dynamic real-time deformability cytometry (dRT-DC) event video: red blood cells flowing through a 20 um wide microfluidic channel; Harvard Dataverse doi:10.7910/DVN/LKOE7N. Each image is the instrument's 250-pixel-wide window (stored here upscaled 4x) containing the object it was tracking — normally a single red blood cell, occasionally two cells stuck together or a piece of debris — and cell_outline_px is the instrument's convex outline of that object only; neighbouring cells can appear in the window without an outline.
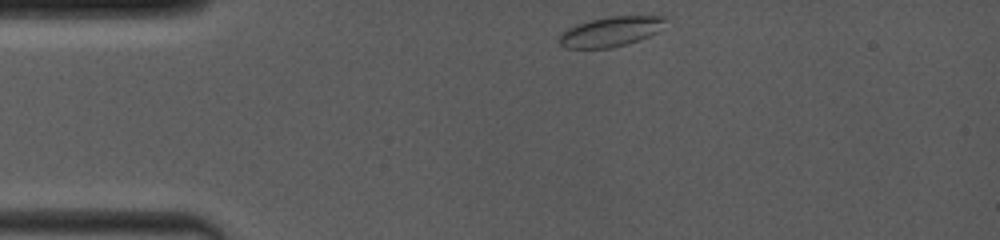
{"species": "common noctule bat (a hibernating species)", "species_latin": "Nyctalus noctula", "temperature_condition": "room temperature", "stored_images_in_passage": 10, "camera_frame_rate_fps": 4000, "um_per_image_px": 0.085, "animal": {"sex": "female", "body_mass_g": 19.0, "forearm_length_mm": 53.3}, "frame": {"image": 1, "passage_image": 1, "time_ms": 0.0, "image_size_px": [1000, 240], "cell_outline_px": [[668, 16], [656, 32], [648, 36], [628, 44], [612, 48], [564, 48], [560, 44], [560, 32], [576, 24], [608, 16]], "centroid_in_image_um": [51.86, 2.69], "position_along_channel_um": 33.1, "area_um2": 18.32}}
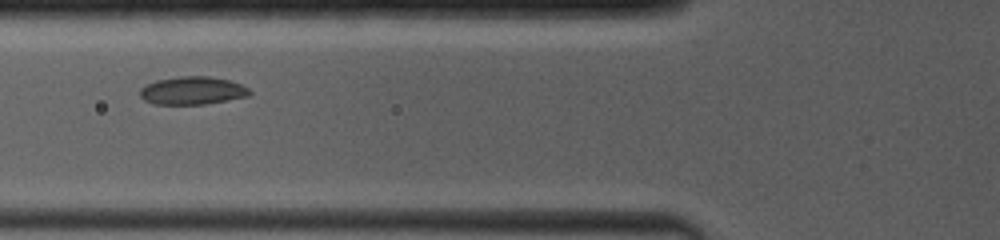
{"frame": {"image": 2, "passage_image": 9, "time_ms": 3.0, "image_size_px": [1000, 240], "cell_outline_px": [[252, 92], [248, 96], [228, 100], [204, 104], [152, 104], [144, 100], [140, 96], [140, 88], [156, 80], [180, 76], [208, 76], [228, 80], [240, 84], [248, 88]], "centroid_in_image_um": [16.34, 7.7], "position_along_channel_um": 109.5, "area_um2": 17.8}}
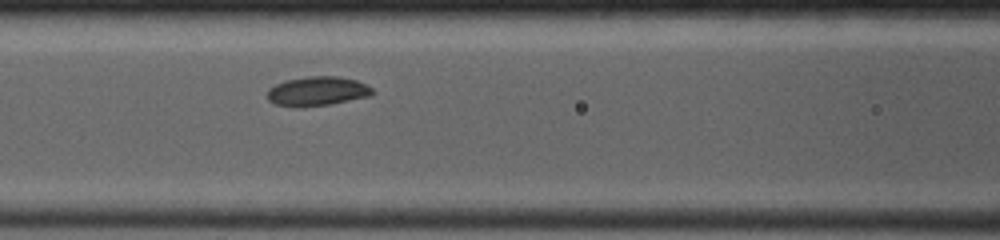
{"frame": {"image": 3, "passage_image": 10, "time_ms": 3.75, "image_size_px": [1000, 240], "cell_outline_px": [[376, 92], [372, 96], [328, 104], [300, 108], [296, 108], [276, 104], [268, 100], [264, 96], [268, 88], [276, 84], [288, 80], [308, 76], [336, 76], [356, 80], [372, 88]], "centroid_in_image_um": [26.94, 7.77], "position_along_channel_um": 139.7, "area_um2": 18.15}}